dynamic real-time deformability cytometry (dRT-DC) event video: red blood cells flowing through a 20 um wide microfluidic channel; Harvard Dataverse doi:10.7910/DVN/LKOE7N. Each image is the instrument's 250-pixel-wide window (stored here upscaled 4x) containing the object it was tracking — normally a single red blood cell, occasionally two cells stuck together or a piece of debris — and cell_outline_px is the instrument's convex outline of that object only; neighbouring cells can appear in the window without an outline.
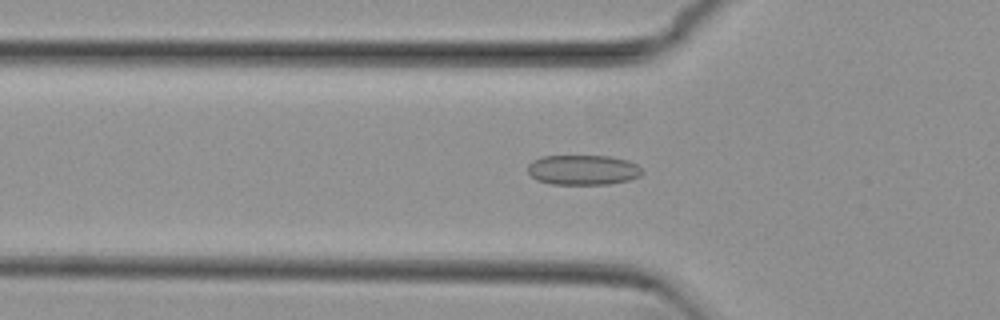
{"species": "common noctule bat (a hibernating species)", "species_latin": "Nyctalus noctula", "temperature_condition": "cold", "stored_images_in_passage": 52, "camera_frame_rate_fps": 3000, "um_per_image_px": 0.085, "animal": {"sex": "female", "body_mass_g": 29.2, "forearm_length_mm": 56.3}, "frame": {"image": 1, "passage_image": 18, "time_ms": 5.667, "image_size_px": [1000, 320], "cell_outline_px": [[644, 172], [640, 176], [628, 180], [608, 184], [552, 184], [536, 180], [528, 172], [528, 164], [532, 160], [544, 156], [612, 156], [628, 160], [636, 164]], "centroid_in_image_um": [49.56, 14.44], "position_along_channel_um": 76.2, "area_um2": 20.06}}
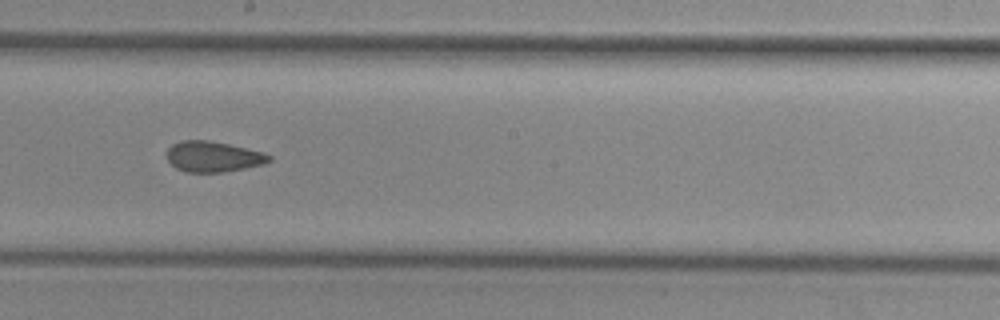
{"frame": {"image": 2, "passage_image": 30, "time_ms": 9.667, "image_size_px": [1000, 320], "cell_outline_px": [[272, 160], [264, 164], [224, 172], [184, 172], [176, 168], [168, 160], [168, 148], [172, 144], [180, 140], [208, 140], [228, 144], [264, 152], [272, 156]], "centroid_in_image_um": [18.13, 13.31], "position_along_channel_um": 230.1, "area_um2": 18.26}}
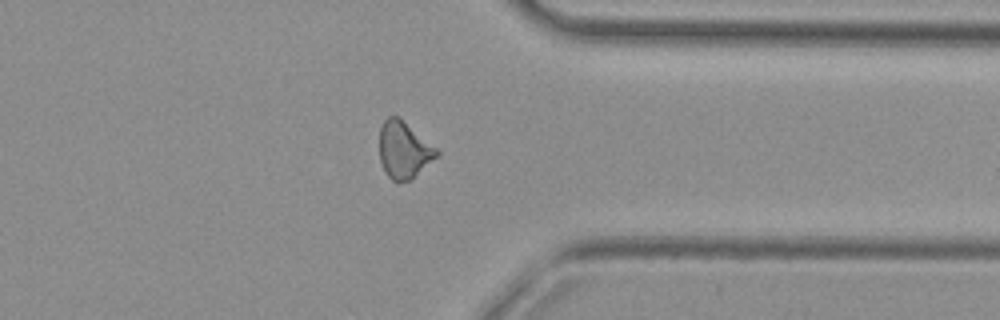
{"frame": {"image": 3, "passage_image": 42, "time_ms": 13.667, "image_size_px": [1000, 320], "cell_outline_px": [[440, 156], [412, 180], [392, 180], [384, 172], [380, 160], [380, 128], [384, 120], [388, 116], [400, 116], [436, 148], [440, 152]], "centroid_in_image_um": [34.36, 12.74], "position_along_channel_um": 377.0, "area_um2": 19.25}}